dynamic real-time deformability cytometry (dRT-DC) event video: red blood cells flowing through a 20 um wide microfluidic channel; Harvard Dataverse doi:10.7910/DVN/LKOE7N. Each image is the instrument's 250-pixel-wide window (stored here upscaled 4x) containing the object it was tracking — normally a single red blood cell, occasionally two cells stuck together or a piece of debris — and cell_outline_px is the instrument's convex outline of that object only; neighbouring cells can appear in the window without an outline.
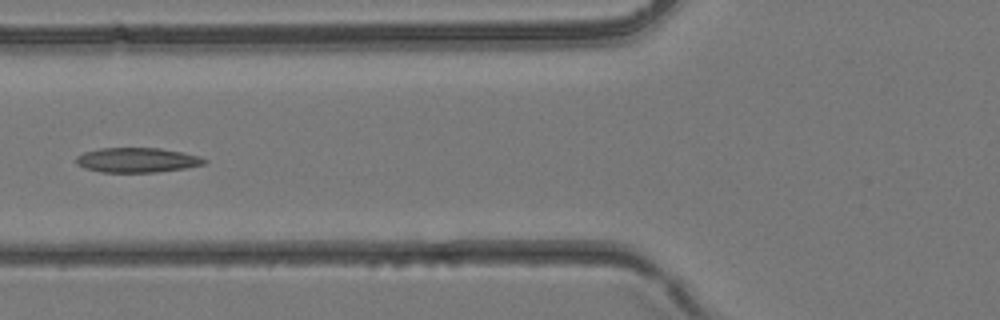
{"species": "common noctule bat (a hibernating species)", "species_latin": "Nyctalus noctula", "temperature_condition": "room temperature", "stored_images_in_passage": 4, "camera_frame_rate_fps": 3000, "um_per_image_px": 0.085, "animal": {"sex": "female", "body_mass_g": 24.6, "forearm_length_mm": 56.2}, "frame": {"image": 1, "passage_image": 4, "time_ms": 1.0, "image_size_px": [1000, 320], "cell_outline_px": [[208, 164], [184, 168], [156, 172], [100, 172], [84, 168], [76, 164], [76, 156], [84, 152], [100, 148], [160, 148], [184, 152], [200, 156], [208, 160]], "centroid_in_image_um": [11.68, 13.6], "position_along_channel_um": 114.1, "area_um2": 18.67}}